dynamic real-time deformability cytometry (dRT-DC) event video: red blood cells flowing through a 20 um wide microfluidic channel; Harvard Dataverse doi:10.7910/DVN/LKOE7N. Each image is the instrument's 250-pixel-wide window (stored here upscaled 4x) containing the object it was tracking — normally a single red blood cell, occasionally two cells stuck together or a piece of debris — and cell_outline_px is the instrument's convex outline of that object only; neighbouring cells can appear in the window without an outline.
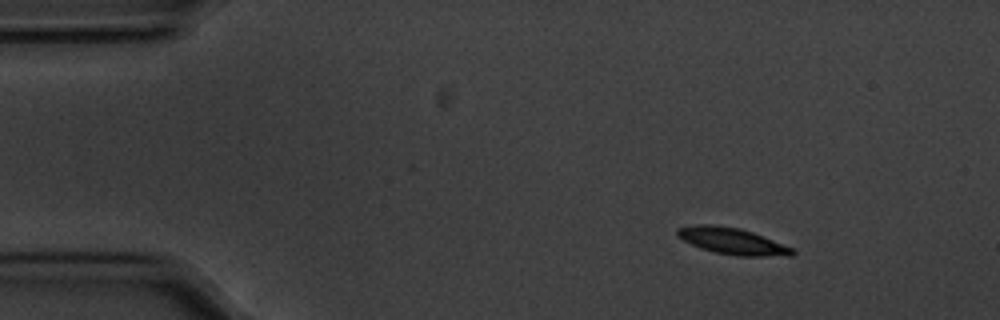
{"species": "common noctule bat (a hibernating species)", "species_latin": "Nyctalus noctula", "temperature_condition": "cold", "stored_images_in_passage": 50, "camera_frame_rate_fps": 3000, "um_per_image_px": 0.085, "animal": {"sex": "male", "body_mass_g": 20.1, "forearm_length_mm": 53.5}, "frame": {"image": 1, "passage_image": 1, "time_ms": 0.0, "image_size_px": [1000, 320], "cell_outline_px": [[796, 252], [792, 256], [736, 256], [716, 252], [700, 248], [676, 236], [676, 228], [692, 224], [712, 224], [740, 228], [752, 232], [792, 248]], "centroid_in_image_um": [62.2, 20.48], "position_along_channel_um": 22.8, "area_um2": 17.74}}
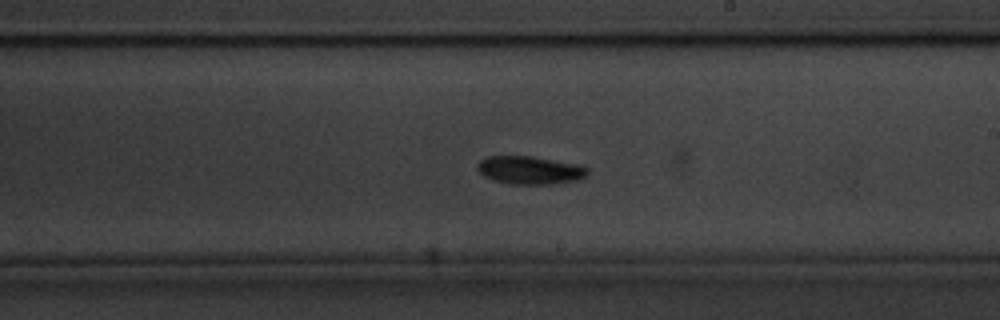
{"frame": {"image": 2, "passage_image": 26, "time_ms": 8.333, "image_size_px": [1000, 320], "cell_outline_px": [[588, 176], [580, 180], [552, 184], [508, 184], [492, 180], [484, 176], [476, 168], [476, 164], [480, 160], [488, 156], [532, 156], [584, 164], [588, 168]], "centroid_in_image_um": [45.1, 14.46], "position_along_channel_um": 243.9, "area_um2": 18.55}}
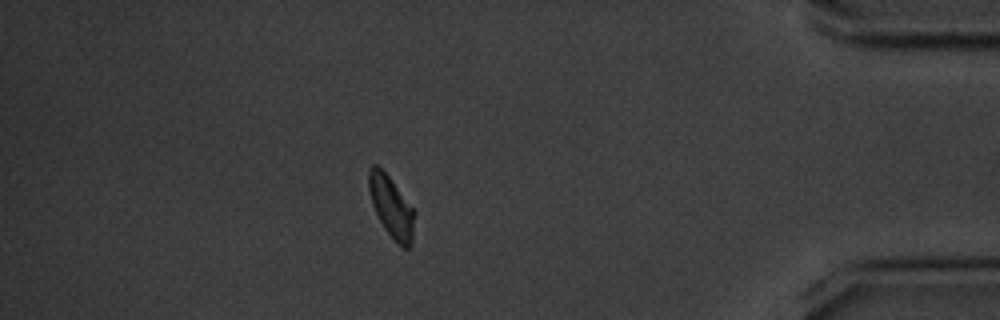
{"frame": {"image": 3, "passage_image": 43, "time_ms": 14.0, "image_size_px": [1000, 320], "cell_outline_px": [[416, 212], [412, 244], [408, 248], [404, 248], [384, 228], [372, 204], [368, 188], [368, 168], [372, 164], [376, 164], [388, 176]], "centroid_in_image_um": [33.27, 17.57], "position_along_channel_um": 401.9, "area_um2": 16.13}, "authors_computed_cell_mechanics": {"area_um2": 17.0221, "velocity_mm_per_s": 3.5278, "shape_relaxation_time_tau1_ms": 2.7839, "shape_relaxation_time_tau2_ms": null, "deformation_change_tau1": 0.0954, "deformation_change_tau2": null}}